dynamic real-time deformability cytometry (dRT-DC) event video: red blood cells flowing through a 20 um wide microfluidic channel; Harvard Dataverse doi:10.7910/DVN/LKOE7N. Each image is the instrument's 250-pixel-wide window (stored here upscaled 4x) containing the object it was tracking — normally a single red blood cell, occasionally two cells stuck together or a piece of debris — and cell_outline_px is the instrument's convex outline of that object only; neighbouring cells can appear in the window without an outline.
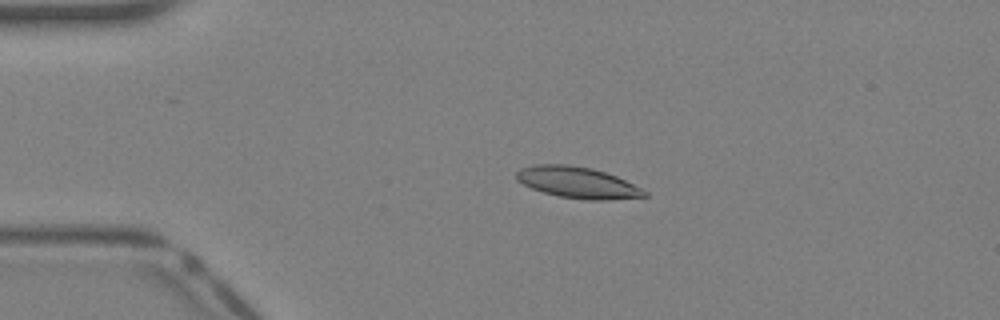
{"species": "Egyptian fruit bat (a non-hibernating species)", "species_latin": "Rousettus aegyptiacus", "temperature_condition": "warm", "stored_images_in_passage": 40, "camera_frame_rate_fps": 3000, "um_per_image_px": 0.085, "animal": {"sex": "female"}, "frame": {"image": 1, "passage_image": 9, "time_ms": 2.667, "image_size_px": [1000, 320], "cell_outline_px": [[648, 196], [608, 200], [588, 200], [560, 196], [544, 192], [532, 188], [516, 180], [516, 172], [520, 168], [536, 164], [568, 164], [592, 168], [616, 176], [648, 192]], "centroid_in_image_um": [49.08, 15.51], "position_along_channel_um": 35.9, "area_um2": 23.18}}
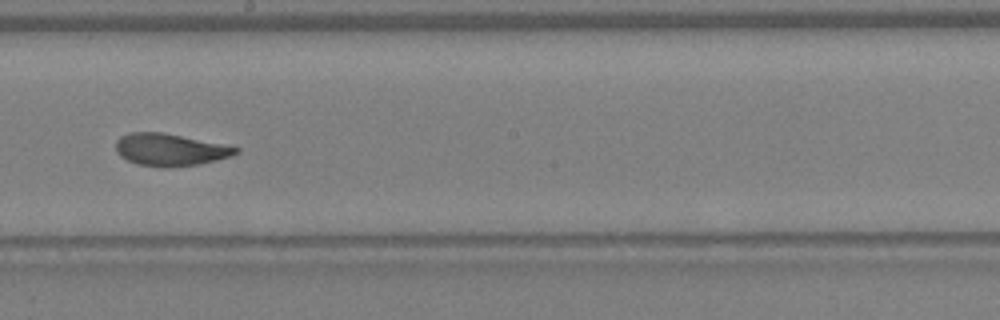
{"frame": {"image": 2, "passage_image": 23, "time_ms": 7.333, "image_size_px": [1000, 320], "cell_outline_px": [[240, 152], [216, 160], [200, 164], [164, 168], [160, 168], [136, 164], [120, 156], [116, 152], [116, 140], [120, 136], [128, 132], [160, 132], [240, 148]], "centroid_in_image_um": [14.38, 12.74], "position_along_channel_um": 233.8, "area_um2": 22.37}}
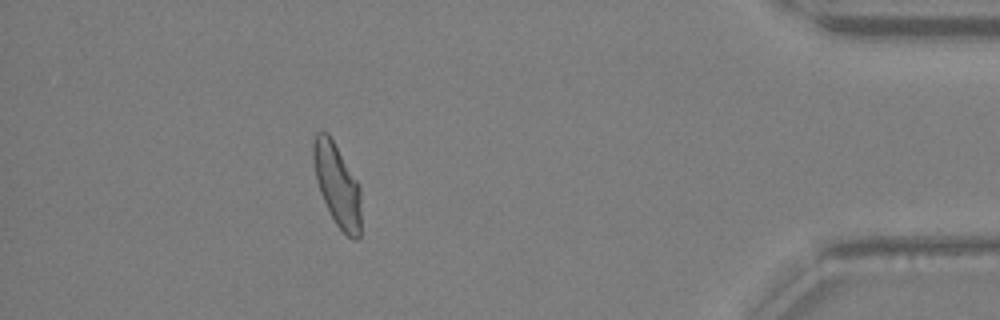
{"frame": {"image": 3, "passage_image": 36, "time_ms": 11.667, "image_size_px": [1000, 320], "cell_outline_px": [[360, 236], [356, 240], [352, 240], [336, 224], [320, 192], [316, 180], [312, 160], [312, 140], [316, 132], [328, 132], [360, 184]], "centroid_in_image_um": [28.65, 15.67], "position_along_channel_um": 406.6, "area_um2": 23.06}}